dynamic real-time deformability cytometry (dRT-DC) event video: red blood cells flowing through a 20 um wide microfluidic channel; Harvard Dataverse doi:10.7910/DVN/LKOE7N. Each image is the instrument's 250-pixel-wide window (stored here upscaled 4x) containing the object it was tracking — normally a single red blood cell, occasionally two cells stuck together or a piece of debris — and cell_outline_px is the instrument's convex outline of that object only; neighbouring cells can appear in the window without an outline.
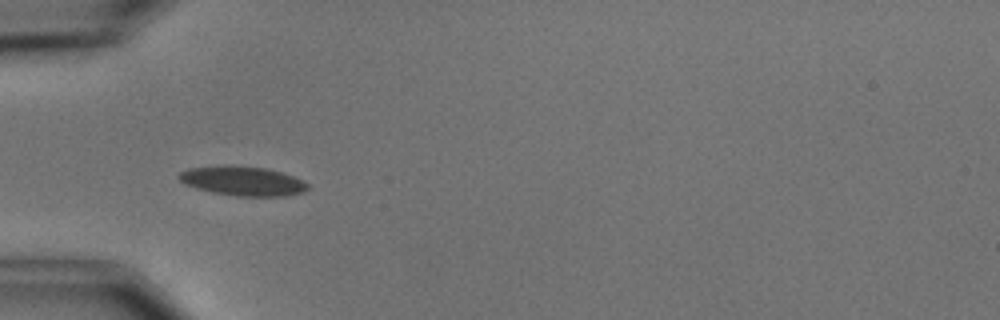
{"species": "common noctule bat (a hibernating species)", "species_latin": "Nyctalus noctula", "temperature_condition": "cold", "stored_images_in_passage": 10, "camera_frame_rate_fps": 3000, "um_per_image_px": 0.085, "animal": {"sex": "male", "body_mass_g": 15.6}, "frame": {"image": 1, "passage_image": 4, "time_ms": 3.333, "image_size_px": [1000, 320], "cell_outline_px": [[308, 188], [304, 192], [284, 196], [236, 196], [212, 192], [196, 188], [184, 184], [176, 176], [180, 172], [188, 168], [220, 164], [228, 164], [264, 168], [280, 172], [292, 176], [308, 184]], "centroid_in_image_um": [20.55, 15.37], "position_along_channel_um": 64.4, "area_um2": 22.2}}
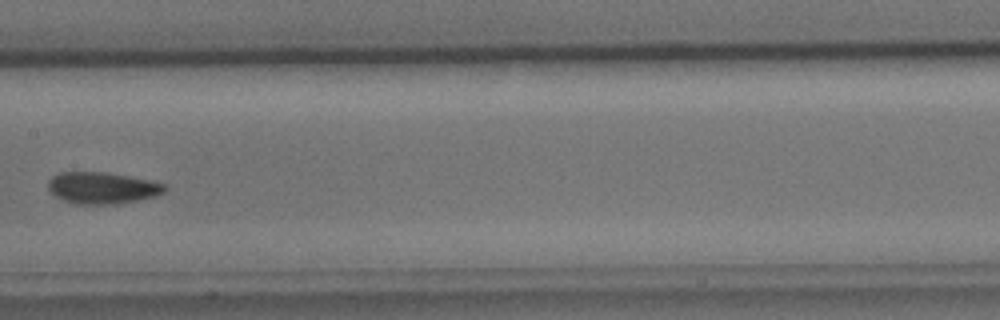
{"frame": {"image": 2, "passage_image": 7, "time_ms": 7.0, "image_size_px": [1000, 320], "cell_outline_px": [[168, 188], [164, 192], [156, 196], [136, 200], [112, 204], [76, 204], [64, 200], [56, 196], [48, 188], [48, 180], [52, 176], [60, 172], [104, 172], [128, 176], [148, 180], [164, 184]], "centroid_in_image_um": [8.68, 15.97], "position_along_channel_um": 198.7, "area_um2": 21.27}}
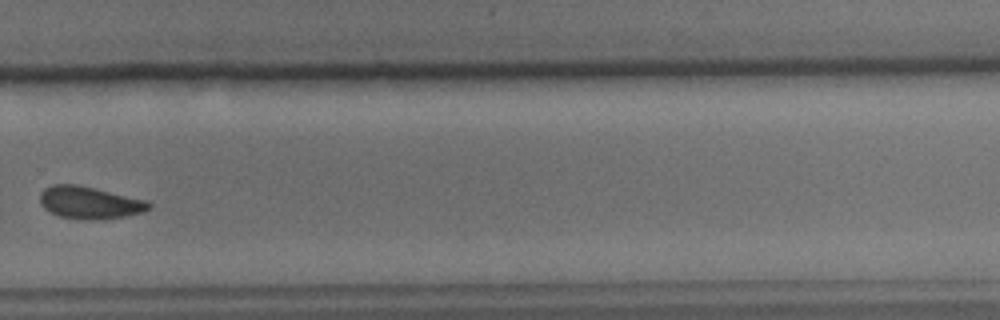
{"frame": {"image": 3, "passage_image": 10, "time_ms": 10.333, "image_size_px": [1000, 320], "cell_outline_px": [[152, 208], [144, 212], [124, 216], [60, 216], [44, 208], [40, 204], [40, 192], [44, 188], [52, 184], [76, 184], [148, 200], [152, 204]], "centroid_in_image_um": [7.63, 17.15], "position_along_channel_um": 322.2, "area_um2": 19.54}}